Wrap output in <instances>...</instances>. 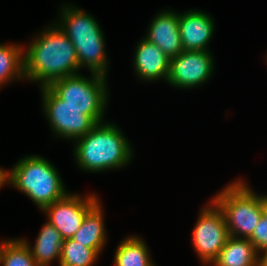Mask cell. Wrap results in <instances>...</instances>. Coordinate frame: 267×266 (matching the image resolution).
Listing matches in <instances>:
<instances>
[{
  "label": "cell",
  "mask_w": 267,
  "mask_h": 266,
  "mask_svg": "<svg viewBox=\"0 0 267 266\" xmlns=\"http://www.w3.org/2000/svg\"><path fill=\"white\" fill-rule=\"evenodd\" d=\"M52 22L34 35L28 46L24 44L25 80L39 88L81 71L72 42Z\"/></svg>",
  "instance_id": "6da1fadb"
},
{
  "label": "cell",
  "mask_w": 267,
  "mask_h": 266,
  "mask_svg": "<svg viewBox=\"0 0 267 266\" xmlns=\"http://www.w3.org/2000/svg\"><path fill=\"white\" fill-rule=\"evenodd\" d=\"M73 160L81 171L103 173L126 167L134 160V148L113 121H102L72 142Z\"/></svg>",
  "instance_id": "7a4b0ae2"
},
{
  "label": "cell",
  "mask_w": 267,
  "mask_h": 266,
  "mask_svg": "<svg viewBox=\"0 0 267 266\" xmlns=\"http://www.w3.org/2000/svg\"><path fill=\"white\" fill-rule=\"evenodd\" d=\"M59 11L58 19L54 22L72 42L80 69L86 68L89 73L108 77L106 37L98 20L71 2L62 3Z\"/></svg>",
  "instance_id": "3957f363"
},
{
  "label": "cell",
  "mask_w": 267,
  "mask_h": 266,
  "mask_svg": "<svg viewBox=\"0 0 267 266\" xmlns=\"http://www.w3.org/2000/svg\"><path fill=\"white\" fill-rule=\"evenodd\" d=\"M65 185L56 166L40 155H25L9 169L8 186L28 196L40 211L69 193Z\"/></svg>",
  "instance_id": "277c9868"
},
{
  "label": "cell",
  "mask_w": 267,
  "mask_h": 266,
  "mask_svg": "<svg viewBox=\"0 0 267 266\" xmlns=\"http://www.w3.org/2000/svg\"><path fill=\"white\" fill-rule=\"evenodd\" d=\"M217 192L211 200L221 210L229 235L249 239L263 214L259 193L241 178L230 181Z\"/></svg>",
  "instance_id": "5b68a950"
},
{
  "label": "cell",
  "mask_w": 267,
  "mask_h": 266,
  "mask_svg": "<svg viewBox=\"0 0 267 266\" xmlns=\"http://www.w3.org/2000/svg\"><path fill=\"white\" fill-rule=\"evenodd\" d=\"M89 76L81 73L66 76L51 82L48 87L65 104L82 109L83 114L99 123L105 121L110 101L108 77L93 72Z\"/></svg>",
  "instance_id": "8992f818"
},
{
  "label": "cell",
  "mask_w": 267,
  "mask_h": 266,
  "mask_svg": "<svg viewBox=\"0 0 267 266\" xmlns=\"http://www.w3.org/2000/svg\"><path fill=\"white\" fill-rule=\"evenodd\" d=\"M43 116L52 135L71 142L86 135L97 124L82 109L65 104L48 86L40 87Z\"/></svg>",
  "instance_id": "52a82bcc"
},
{
  "label": "cell",
  "mask_w": 267,
  "mask_h": 266,
  "mask_svg": "<svg viewBox=\"0 0 267 266\" xmlns=\"http://www.w3.org/2000/svg\"><path fill=\"white\" fill-rule=\"evenodd\" d=\"M201 208L191 233V243L202 265L210 266L230 235L221 210L211 199Z\"/></svg>",
  "instance_id": "ba28073f"
},
{
  "label": "cell",
  "mask_w": 267,
  "mask_h": 266,
  "mask_svg": "<svg viewBox=\"0 0 267 266\" xmlns=\"http://www.w3.org/2000/svg\"><path fill=\"white\" fill-rule=\"evenodd\" d=\"M214 55L211 51H182L170 59V70L166 83L176 89H196L211 80L215 71Z\"/></svg>",
  "instance_id": "9c48e42d"
},
{
  "label": "cell",
  "mask_w": 267,
  "mask_h": 266,
  "mask_svg": "<svg viewBox=\"0 0 267 266\" xmlns=\"http://www.w3.org/2000/svg\"><path fill=\"white\" fill-rule=\"evenodd\" d=\"M100 200L95 193L81 196L80 193L69 192L64 198L46 206L41 212L64 240L71 239L81 227L86 214Z\"/></svg>",
  "instance_id": "30bf717a"
},
{
  "label": "cell",
  "mask_w": 267,
  "mask_h": 266,
  "mask_svg": "<svg viewBox=\"0 0 267 266\" xmlns=\"http://www.w3.org/2000/svg\"><path fill=\"white\" fill-rule=\"evenodd\" d=\"M214 17L195 8L179 12V31L184 51H210L215 33Z\"/></svg>",
  "instance_id": "8fae6325"
},
{
  "label": "cell",
  "mask_w": 267,
  "mask_h": 266,
  "mask_svg": "<svg viewBox=\"0 0 267 266\" xmlns=\"http://www.w3.org/2000/svg\"><path fill=\"white\" fill-rule=\"evenodd\" d=\"M148 24L143 37L159 47L170 59L184 51L179 31V11L169 8L160 10Z\"/></svg>",
  "instance_id": "7c38bea8"
},
{
  "label": "cell",
  "mask_w": 267,
  "mask_h": 266,
  "mask_svg": "<svg viewBox=\"0 0 267 266\" xmlns=\"http://www.w3.org/2000/svg\"><path fill=\"white\" fill-rule=\"evenodd\" d=\"M133 71L143 82L167 81L170 58L154 43L142 37L135 46Z\"/></svg>",
  "instance_id": "4fadbf2b"
},
{
  "label": "cell",
  "mask_w": 267,
  "mask_h": 266,
  "mask_svg": "<svg viewBox=\"0 0 267 266\" xmlns=\"http://www.w3.org/2000/svg\"><path fill=\"white\" fill-rule=\"evenodd\" d=\"M21 239L30 249L38 266H50L54 261L59 263L64 239L47 220L40 229L34 244L24 237Z\"/></svg>",
  "instance_id": "5bb4252c"
},
{
  "label": "cell",
  "mask_w": 267,
  "mask_h": 266,
  "mask_svg": "<svg viewBox=\"0 0 267 266\" xmlns=\"http://www.w3.org/2000/svg\"><path fill=\"white\" fill-rule=\"evenodd\" d=\"M101 200L86 214L81 227L71 239L94 249L99 255L107 245V230Z\"/></svg>",
  "instance_id": "9a60e30c"
},
{
  "label": "cell",
  "mask_w": 267,
  "mask_h": 266,
  "mask_svg": "<svg viewBox=\"0 0 267 266\" xmlns=\"http://www.w3.org/2000/svg\"><path fill=\"white\" fill-rule=\"evenodd\" d=\"M259 253L249 239L230 236L210 266H258Z\"/></svg>",
  "instance_id": "2e32d148"
},
{
  "label": "cell",
  "mask_w": 267,
  "mask_h": 266,
  "mask_svg": "<svg viewBox=\"0 0 267 266\" xmlns=\"http://www.w3.org/2000/svg\"><path fill=\"white\" fill-rule=\"evenodd\" d=\"M116 248L113 266H156L149 246L139 235L123 238Z\"/></svg>",
  "instance_id": "e0dca14e"
},
{
  "label": "cell",
  "mask_w": 267,
  "mask_h": 266,
  "mask_svg": "<svg viewBox=\"0 0 267 266\" xmlns=\"http://www.w3.org/2000/svg\"><path fill=\"white\" fill-rule=\"evenodd\" d=\"M25 79L24 44L0 43V90L2 86Z\"/></svg>",
  "instance_id": "ac0fdd59"
},
{
  "label": "cell",
  "mask_w": 267,
  "mask_h": 266,
  "mask_svg": "<svg viewBox=\"0 0 267 266\" xmlns=\"http://www.w3.org/2000/svg\"><path fill=\"white\" fill-rule=\"evenodd\" d=\"M99 256L94 249L66 239L62 244L59 266H94Z\"/></svg>",
  "instance_id": "d6986e66"
},
{
  "label": "cell",
  "mask_w": 267,
  "mask_h": 266,
  "mask_svg": "<svg viewBox=\"0 0 267 266\" xmlns=\"http://www.w3.org/2000/svg\"><path fill=\"white\" fill-rule=\"evenodd\" d=\"M0 266H38L26 243L19 237L9 238L5 244Z\"/></svg>",
  "instance_id": "ffe728a7"
},
{
  "label": "cell",
  "mask_w": 267,
  "mask_h": 266,
  "mask_svg": "<svg viewBox=\"0 0 267 266\" xmlns=\"http://www.w3.org/2000/svg\"><path fill=\"white\" fill-rule=\"evenodd\" d=\"M260 254L267 250V216L262 214L252 236L249 238Z\"/></svg>",
  "instance_id": "44dd1931"
},
{
  "label": "cell",
  "mask_w": 267,
  "mask_h": 266,
  "mask_svg": "<svg viewBox=\"0 0 267 266\" xmlns=\"http://www.w3.org/2000/svg\"><path fill=\"white\" fill-rule=\"evenodd\" d=\"M6 185H9V170L0 167V189Z\"/></svg>",
  "instance_id": "7402d4cb"
},
{
  "label": "cell",
  "mask_w": 267,
  "mask_h": 266,
  "mask_svg": "<svg viewBox=\"0 0 267 266\" xmlns=\"http://www.w3.org/2000/svg\"><path fill=\"white\" fill-rule=\"evenodd\" d=\"M263 193L261 195V193H259V199H260V204H261V207H262V211H263V214L265 216H267V194Z\"/></svg>",
  "instance_id": "603a6c76"
},
{
  "label": "cell",
  "mask_w": 267,
  "mask_h": 266,
  "mask_svg": "<svg viewBox=\"0 0 267 266\" xmlns=\"http://www.w3.org/2000/svg\"><path fill=\"white\" fill-rule=\"evenodd\" d=\"M258 266H267V250L259 254Z\"/></svg>",
  "instance_id": "cb8c5ba5"
},
{
  "label": "cell",
  "mask_w": 267,
  "mask_h": 266,
  "mask_svg": "<svg viewBox=\"0 0 267 266\" xmlns=\"http://www.w3.org/2000/svg\"><path fill=\"white\" fill-rule=\"evenodd\" d=\"M9 239H2V242L0 241V260H1V254H2V250L5 246V244L7 243Z\"/></svg>",
  "instance_id": "d4e9b609"
}]
</instances>
